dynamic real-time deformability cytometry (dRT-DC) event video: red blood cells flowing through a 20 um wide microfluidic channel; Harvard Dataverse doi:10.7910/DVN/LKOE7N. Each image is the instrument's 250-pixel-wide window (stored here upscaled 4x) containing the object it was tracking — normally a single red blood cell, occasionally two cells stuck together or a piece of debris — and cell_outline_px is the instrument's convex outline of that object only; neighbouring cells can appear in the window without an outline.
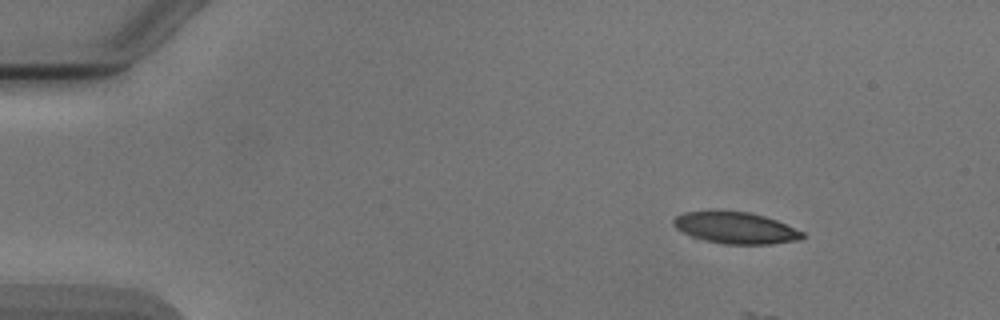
{"species": "Egyptian fruit bat (a non-hibernating species)", "species_latin": "Rousettus aegyptiacus", "temperature_condition": "cold", "stored_images_in_passage": 3, "camera_frame_rate_fps": 3000, "um_per_image_px": 0.085, "animal": {"sex": "male"}, "frame": {"image": 1, "passage_image": 1, "time_ms": 0.0, "image_size_px": [1000, 320], "cell_outline_px": [[804, 236], [800, 240], [772, 244], [724, 244], [704, 240], [692, 236], [676, 228], [672, 224], [672, 220], [676, 216], [684, 212], [748, 212], [764, 216], [776, 220], [804, 232]], "centroid_in_image_um": [62.55, 19.39], "position_along_channel_um": 22.5, "area_um2": 23.35}}